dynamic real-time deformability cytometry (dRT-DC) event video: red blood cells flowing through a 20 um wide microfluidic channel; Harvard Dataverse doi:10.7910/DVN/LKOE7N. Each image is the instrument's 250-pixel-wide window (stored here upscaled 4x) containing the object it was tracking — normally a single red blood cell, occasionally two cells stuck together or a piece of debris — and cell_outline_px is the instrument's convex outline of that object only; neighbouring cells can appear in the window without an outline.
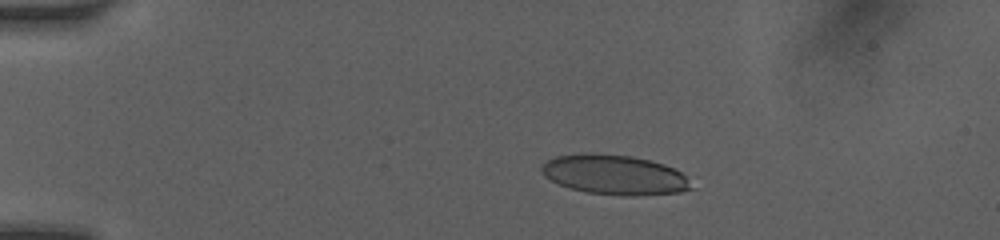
{"species": "human", "species_latin": "Homo sapiens", "temperature_condition": "room temperature", "stored_images_in_passage": 37, "camera_frame_rate_fps": 3000, "um_per_image_px": 0.085, "donor": {"sex": "female"}, "frame": {"image": 1, "passage_image": 6, "time_ms": 2.667, "image_size_px": [1000, 240], "cell_outline_px": [[696, 188], [680, 192], [636, 196], [624, 196], [584, 192], [560, 184], [544, 176], [540, 168], [548, 160], [556, 156], [584, 152], [592, 152], [632, 156], [664, 164], [680, 172]], "centroid_in_image_um": [52.24, 14.85], "position_along_channel_um": 32.8, "area_um2": 34.8}}
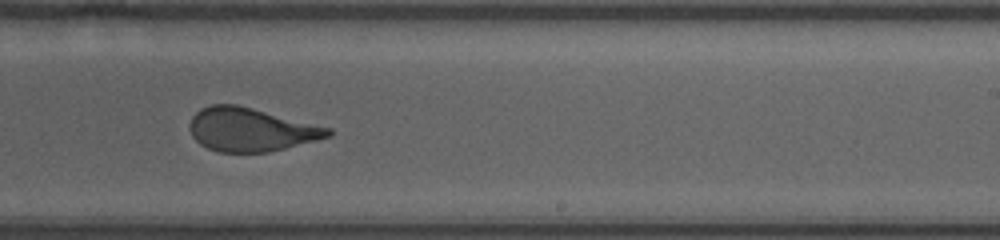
{"frame": {"image": 2, "passage_image": 22, "time_ms": 10.0, "image_size_px": [1000, 240], "cell_outline_px": [[332, 136], [268, 152], [220, 152], [208, 148], [200, 144], [192, 136], [192, 116], [200, 108], [212, 104], [236, 104], [332, 128]], "centroid_in_image_um": [21.34, 11.01], "position_along_channel_um": 267.7, "area_um2": 34.68}}
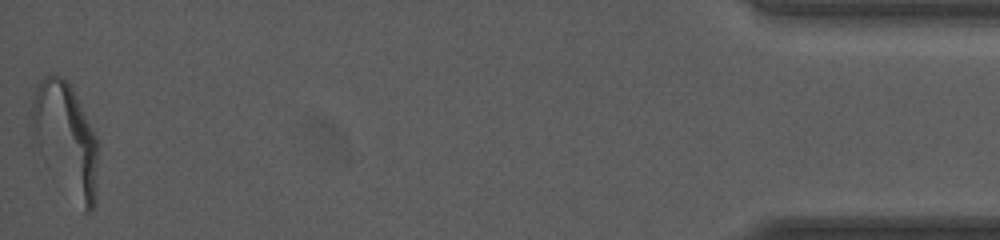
{"frame": {"image": 3, "passage_image": 37, "time_ms": 16.0, "image_size_px": [1000, 240], "cell_outline_px": [[96, 164], [92, 212], [84, 212], [36, 136], [32, 116], [32, 100], [36, 88], [40, 80], [44, 76], [56, 72], [68, 80], [96, 136]], "centroid_in_image_um": [5.63, 11.57], "position_along_channel_um": 429.6, "area_um2": 39.42}, "authors_computed_cell_mechanics": {"area_um2": 35.6626, "velocity_mm_per_s": 4.1094, "shape_relaxation_time_tau1_ms": 4.7513, "shape_relaxation_time_tau2_ms": null, "deformation_change_tau1": 0.1794, "deformation_change_tau2": null}}